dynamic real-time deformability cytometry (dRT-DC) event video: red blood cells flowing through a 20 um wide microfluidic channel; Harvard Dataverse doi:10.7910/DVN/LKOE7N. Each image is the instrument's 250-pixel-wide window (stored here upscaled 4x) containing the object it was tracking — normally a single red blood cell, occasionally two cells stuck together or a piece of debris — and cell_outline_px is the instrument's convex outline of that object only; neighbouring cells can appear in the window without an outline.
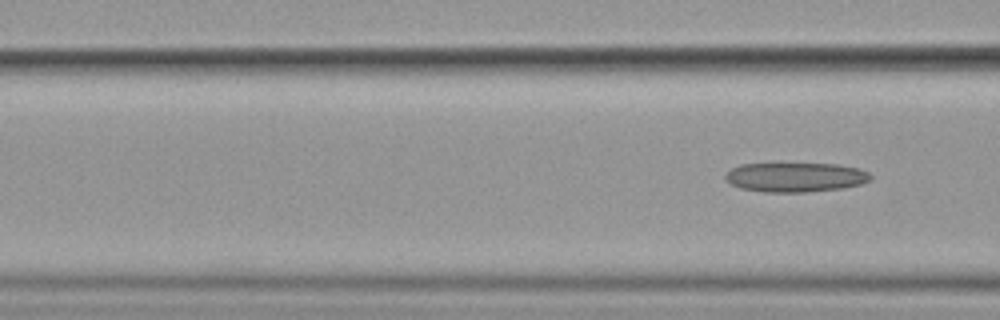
{"species": "common noctule bat (a hibernating species)", "species_latin": "Nyctalus noctula", "temperature_condition": "cold", "stored_images_in_passage": 6, "segment_of_instrument_passage": [2, 2], "camera_frame_rate_fps": 3000, "um_per_image_px": 0.085, "animal": {"sex": "female", "body_mass_g": 19.9}, "frame": {"image": 1, "passage_image": 6, "time_ms": 7.0, "image_size_px": [1000, 320], "cell_outline_px": [[872, 180], [860, 184], [840, 188], [804, 192], [764, 192], [740, 188], [732, 184], [724, 176], [732, 168], [740, 164], [836, 164], [860, 168], [868, 172], [872, 176]], "centroid_in_image_um": [67.64, 15.06], "position_along_channel_um": 99.0, "area_um2": 24.74}}